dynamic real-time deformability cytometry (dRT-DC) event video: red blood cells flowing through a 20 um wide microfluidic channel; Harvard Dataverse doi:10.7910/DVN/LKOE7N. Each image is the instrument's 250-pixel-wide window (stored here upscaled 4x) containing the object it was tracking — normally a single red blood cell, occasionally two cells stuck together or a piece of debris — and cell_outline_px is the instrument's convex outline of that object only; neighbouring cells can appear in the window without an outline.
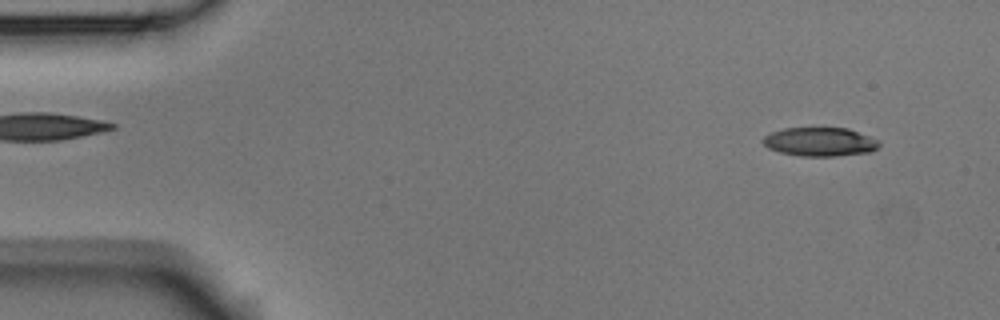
{"species": "Egyptian fruit bat (a non-hibernating species)", "species_latin": "Rousettus aegyptiacus", "temperature_condition": "room temperature", "stored_images_in_passage": 54, "camera_frame_rate_fps": 3000, "um_per_image_px": 0.085, "animal": {"sex": "male"}, "frame": {"image": 1, "passage_image": 5, "time_ms": 1.333, "image_size_px": [1000, 320], "cell_outline_px": [[880, 144], [872, 152], [836, 156], [800, 156], [780, 152], [768, 148], [760, 140], [764, 136], [772, 132], [784, 128], [848, 128], [880, 140]], "centroid_in_image_um": [69.7, 12.06], "position_along_channel_um": 15.3, "area_um2": 19.59}}
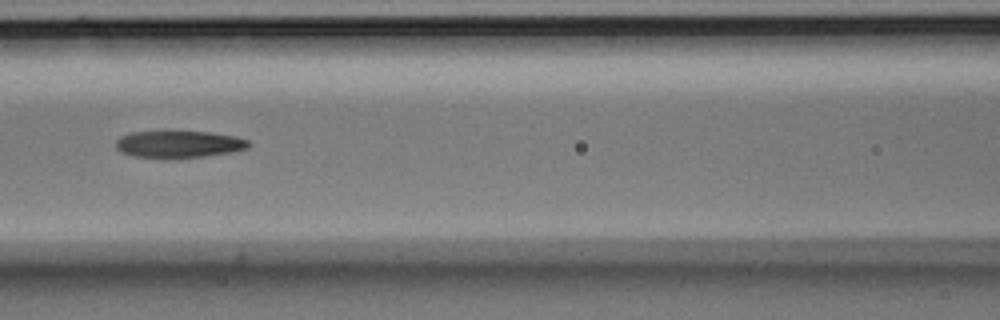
{"frame": {"image": 2, "passage_image": 24, "time_ms": 7.667, "image_size_px": [1000, 320], "cell_outline_px": [[248, 148], [236, 152], [204, 156], [132, 156], [120, 152], [116, 148], [116, 140], [120, 136], [132, 132], [208, 132], [236, 136], [248, 140]], "centroid_in_image_um": [15.22, 12.24], "position_along_channel_um": 151.4, "area_um2": 20.29}}
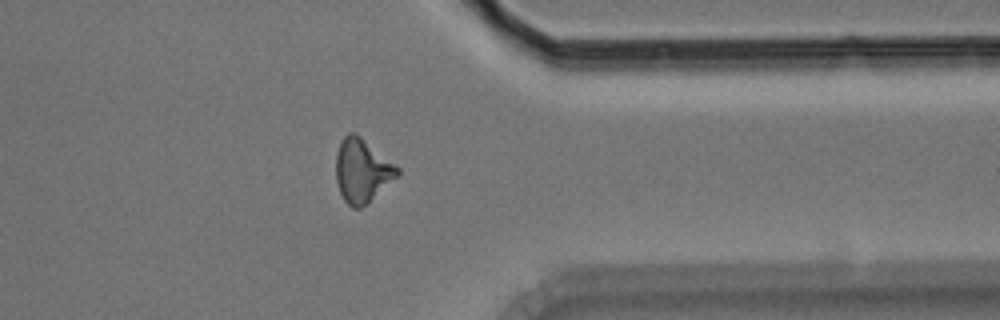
{"frame": {"image": 3, "passage_image": 43, "time_ms": 14.0, "image_size_px": [1000, 320], "cell_outline_px": [[400, 172], [368, 204], [360, 208], [352, 208], [344, 200], [340, 192], [336, 180], [336, 156], [340, 144], [344, 136], [348, 132], [356, 132], [400, 168]], "centroid_in_image_um": [30.77, 14.5], "position_along_channel_um": 380.6, "area_um2": 22.66}, "authors_computed_cell_mechanics": {"area_um2": 21.2415, "velocity_mm_per_s": 3.751, "shape_relaxation_time_tau1_ms": 8.4691, "shape_relaxation_time_tau2_ms": 6.3955, "deformation_change_tau1": 0.2448, "deformation_change_tau2": 0.1892}}